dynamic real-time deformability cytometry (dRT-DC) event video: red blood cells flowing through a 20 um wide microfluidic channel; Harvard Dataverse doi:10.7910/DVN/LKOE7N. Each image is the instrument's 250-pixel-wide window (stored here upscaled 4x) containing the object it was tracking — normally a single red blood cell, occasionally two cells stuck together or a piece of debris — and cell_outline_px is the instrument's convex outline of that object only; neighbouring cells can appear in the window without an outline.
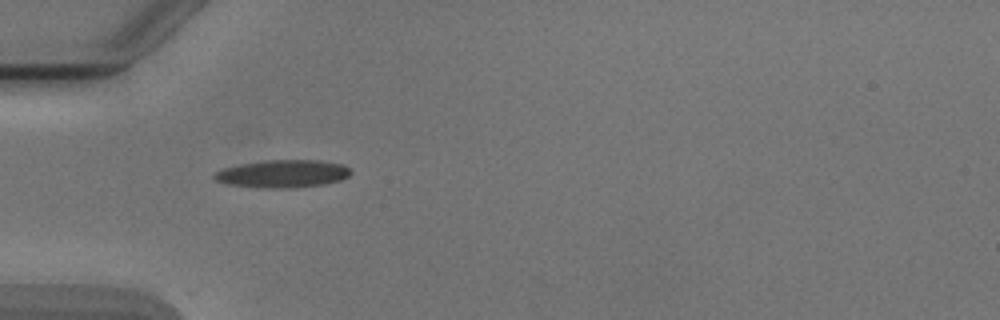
{"species": "Egyptian fruit bat (a non-hibernating species)", "species_latin": "Rousettus aegyptiacus", "temperature_condition": "cold", "stored_images_in_passage": 5, "camera_frame_rate_fps": 3000, "um_per_image_px": 0.085, "animal": {"sex": "male"}, "frame": {"image": 1, "passage_image": 4, "time_ms": 3.667, "image_size_px": [1000, 320], "cell_outline_px": [[352, 172], [348, 176], [340, 180], [324, 184], [288, 188], [268, 188], [228, 184], [216, 180], [212, 176], [216, 172], [224, 168], [240, 164], [264, 160], [320, 160], [340, 164], [348, 168]], "centroid_in_image_um": [24.03, 14.76], "position_along_channel_um": 61.0, "area_um2": 21.79}}
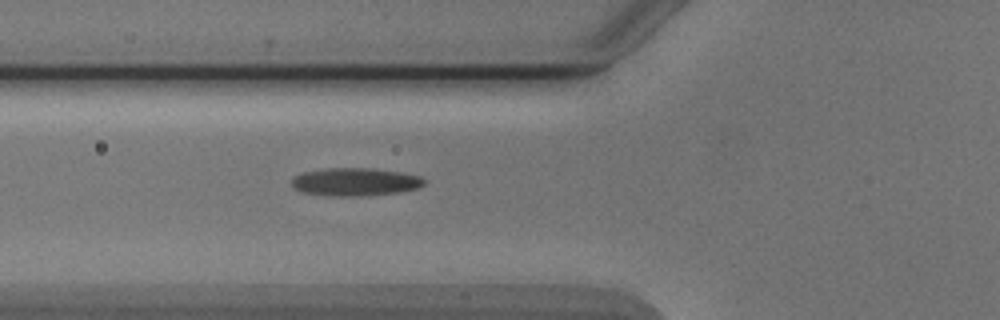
{"frame": {"image": 2, "passage_image": 5, "time_ms": 4.667, "image_size_px": [1000, 320], "cell_outline_px": [[424, 184], [416, 188], [400, 192], [360, 196], [336, 196], [300, 192], [292, 188], [292, 180], [296, 176], [304, 172], [324, 168], [372, 168], [400, 172], [420, 176], [424, 180]], "centroid_in_image_um": [30.16, 15.46], "position_along_channel_um": 95.6, "area_um2": 21.5}}